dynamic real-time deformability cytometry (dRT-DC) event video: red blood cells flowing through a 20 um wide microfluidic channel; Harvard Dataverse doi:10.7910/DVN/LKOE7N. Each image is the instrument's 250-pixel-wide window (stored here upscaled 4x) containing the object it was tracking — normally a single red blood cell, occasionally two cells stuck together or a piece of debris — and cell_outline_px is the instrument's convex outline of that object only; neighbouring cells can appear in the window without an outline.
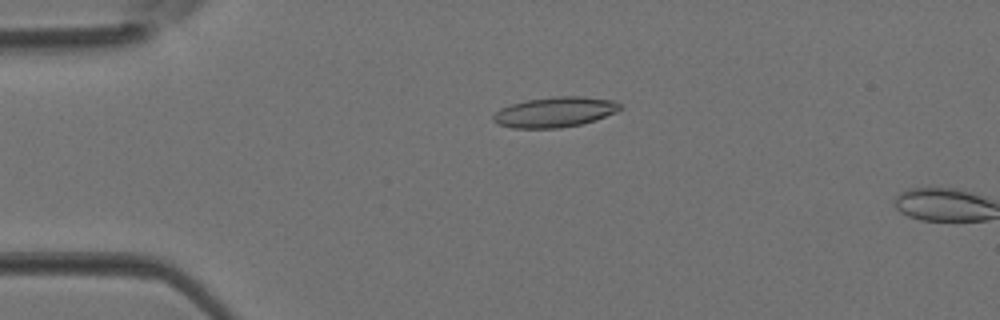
{"species": "Egyptian fruit bat (a non-hibernating species)", "species_latin": "Rousettus aegyptiacus", "temperature_condition": "room temperature", "stored_images_in_passage": 3, "camera_frame_rate_fps": 3000, "um_per_image_px": 0.085, "animal": {"sex": "female"}, "frame": {"image": 1, "passage_image": 2, "time_ms": 0.333, "image_size_px": [1000, 320], "cell_outline_px": [[620, 108], [616, 112], [596, 120], [580, 124], [560, 128], [512, 128], [496, 124], [492, 120], [492, 116], [500, 108], [512, 104], [528, 100], [556, 96], [580, 96], [616, 100], [620, 104]], "centroid_in_image_um": [47.15, 9.53], "position_along_channel_um": 37.8, "area_um2": 22.37}}